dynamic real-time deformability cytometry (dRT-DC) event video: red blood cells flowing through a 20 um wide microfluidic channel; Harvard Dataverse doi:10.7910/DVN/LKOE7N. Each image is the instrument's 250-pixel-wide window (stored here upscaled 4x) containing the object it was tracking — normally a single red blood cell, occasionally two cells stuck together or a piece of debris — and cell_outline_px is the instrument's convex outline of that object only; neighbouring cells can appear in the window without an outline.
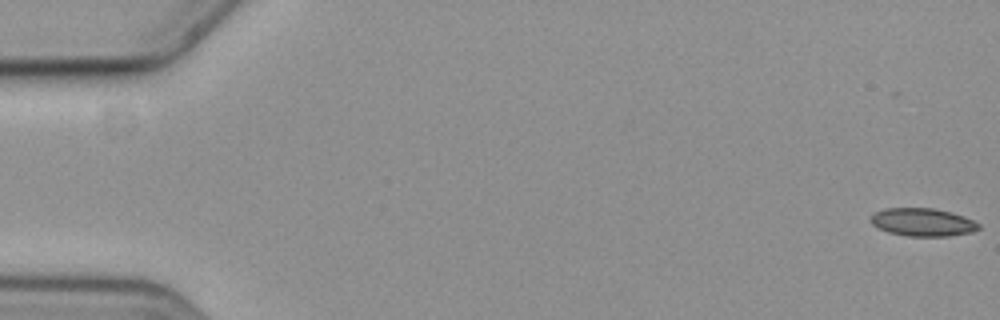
{"species": "common noctule bat (a hibernating species)", "species_latin": "Nyctalus noctula", "temperature_condition": "cold", "stored_images_in_passage": 59, "camera_frame_rate_fps": 3000, "um_per_image_px": 0.085, "animal": {"sex": "female", "body_mass_g": 19.3, "forearm_length_mm": 54.1}, "frame": {"image": 1, "passage_image": 1, "time_ms": 0.0, "image_size_px": [1000, 320], "cell_outline_px": [[980, 228], [972, 232], [948, 236], [908, 236], [888, 232], [872, 224], [872, 216], [876, 212], [884, 208], [932, 208], [964, 216], [980, 224]], "centroid_in_image_um": [78.45, 18.89], "position_along_channel_um": 6.6, "area_um2": 17.34}}
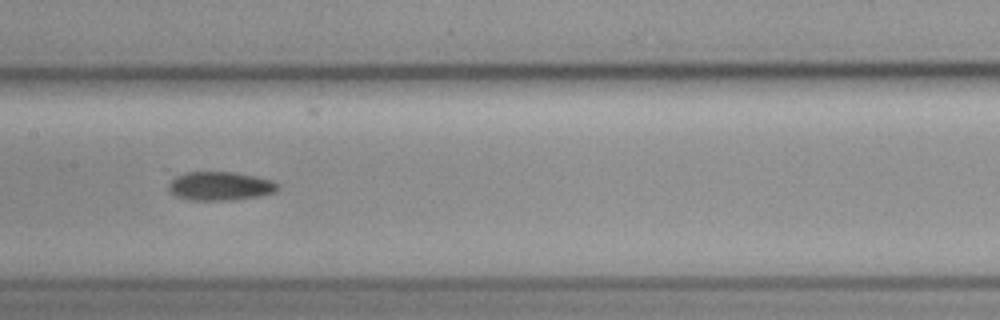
{"frame": {"image": 2, "passage_image": 30, "time_ms": 9.667, "image_size_px": [1000, 320], "cell_outline_px": [[280, 188], [276, 192], [260, 196], [232, 200], [188, 200], [176, 196], [168, 192], [168, 184], [172, 172], [236, 172], [272, 180], [280, 184]], "centroid_in_image_um": [18.64, 15.8], "position_along_channel_um": 188.8, "area_um2": 18.96}}
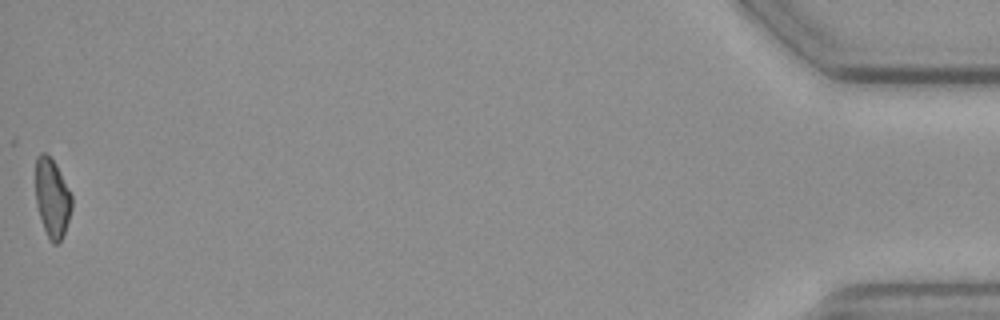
{"frame": {"image": 3, "passage_image": 59, "time_ms": 19.333, "image_size_px": [1000, 320], "cell_outline_px": [[72, 208], [60, 244], [52, 244], [48, 240], [36, 204], [36, 156], [40, 152], [44, 152], [56, 164], [72, 196]], "centroid_in_image_um": [4.43, 16.86], "position_along_channel_um": 430.8, "area_um2": 16.59}}